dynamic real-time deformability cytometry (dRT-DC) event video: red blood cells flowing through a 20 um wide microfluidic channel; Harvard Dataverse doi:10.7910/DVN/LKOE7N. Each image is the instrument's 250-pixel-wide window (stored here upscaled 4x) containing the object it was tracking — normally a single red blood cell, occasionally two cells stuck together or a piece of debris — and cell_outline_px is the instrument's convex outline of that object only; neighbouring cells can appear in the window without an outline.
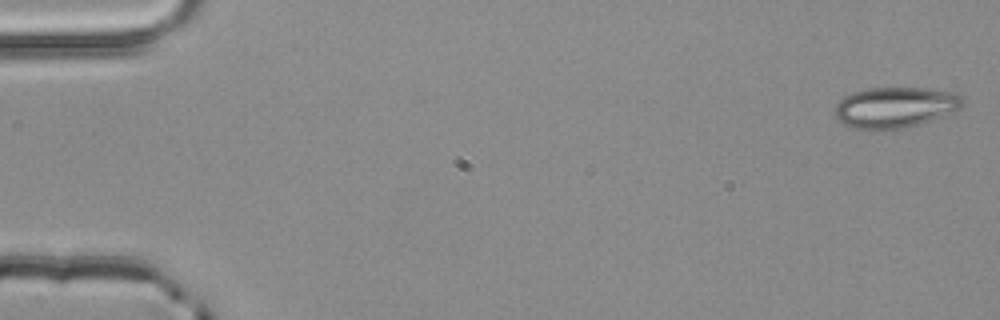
{"species": "common noctule bat (a hibernating species)", "species_latin": "Nyctalus noctula", "temperature_condition": "room temperature", "stored_images_in_passage": 4, "camera_frame_rate_fps": 3000, "um_per_image_px": 0.085, "animal": {"sex": "male", "body_mass_g": 20.4}, "frame": {"image": 1, "passage_image": 1, "time_ms": 0.0, "image_size_px": [1000, 320], "cell_outline_px": [[964, 104], [960, 108], [920, 124], [904, 128], [856, 128], [844, 124], [836, 120], [836, 104], [844, 96], [852, 92], [868, 88], [928, 88], [956, 92], [964, 100]], "centroid_in_image_um": [76.09, 9.09], "position_along_channel_um": 8.9, "area_um2": 30.0}}
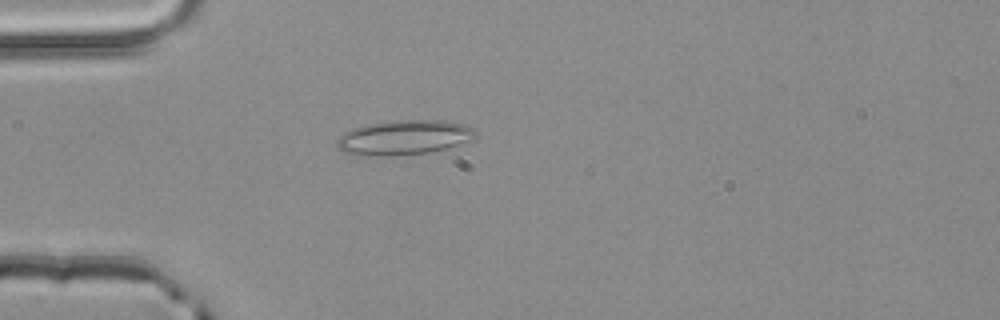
{"frame": {"image": 2, "passage_image": 4, "time_ms": 1.0, "image_size_px": [1000, 320], "cell_outline_px": [[476, 132], [472, 136], [456, 144], [444, 148], [428, 152], [344, 152], [336, 144], [336, 140], [344, 132], [352, 128], [364, 124], [392, 120], [444, 120], [464, 124], [476, 128]], "centroid_in_image_um": [34.36, 11.58], "position_along_channel_um": 50.6, "area_um2": 26.24}}